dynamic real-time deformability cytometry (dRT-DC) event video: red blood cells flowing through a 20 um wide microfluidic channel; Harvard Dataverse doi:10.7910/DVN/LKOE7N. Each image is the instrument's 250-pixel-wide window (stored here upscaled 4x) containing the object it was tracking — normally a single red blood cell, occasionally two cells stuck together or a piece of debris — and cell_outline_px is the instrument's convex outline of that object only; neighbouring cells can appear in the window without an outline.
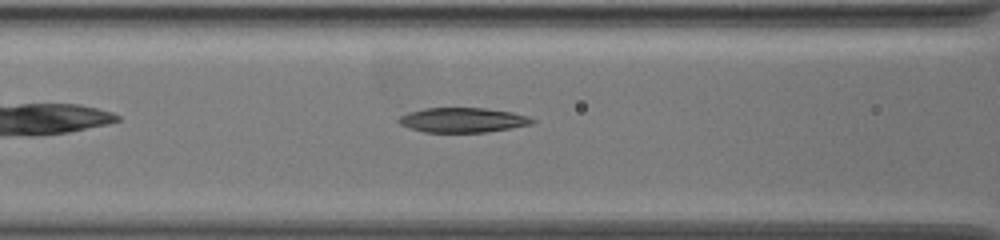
{"species": "common noctule bat (a hibernating species)", "species_latin": "Nyctalus noctula", "temperature_condition": "warm", "stored_images_in_passage": 33, "camera_frame_rate_fps": 3000, "um_per_image_px": 0.085, "animal": {"sex": "female", "body_mass_g": 19.5, "forearm_length_mm": 54.1}, "frame": {"image": 1, "passage_image": 9, "time_ms": 2.667, "image_size_px": [1000, 240], "cell_outline_px": [[536, 120], [532, 124], [488, 132], [424, 132], [400, 124], [396, 120], [400, 116], [408, 112], [424, 108], [484, 108], [512, 112], [528, 116]], "centroid_in_image_um": [39.33, 10.2], "position_along_channel_um": 127.3, "area_um2": 19.19}}
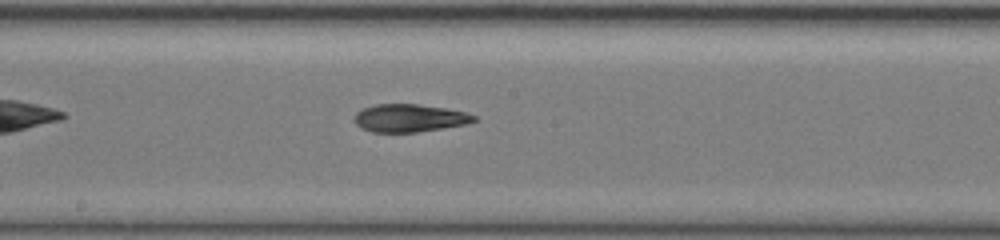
{"frame": {"image": 2, "passage_image": 16, "time_ms": 5.0, "image_size_px": [1000, 240], "cell_outline_px": [[476, 120], [464, 124], [416, 132], [372, 132], [356, 124], [356, 112], [364, 108], [376, 104], [416, 104], [444, 108], [464, 112], [476, 116]], "centroid_in_image_um": [34.79, 10.03], "position_along_channel_um": 213.4, "area_um2": 18.9}}
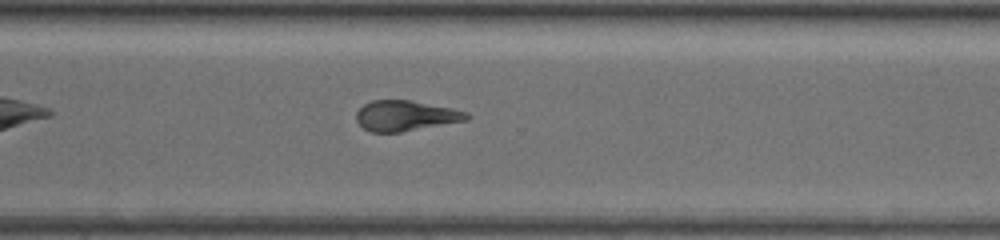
{"frame": {"image": 3, "passage_image": 26, "time_ms": 8.333, "image_size_px": [1000, 240], "cell_outline_px": [[472, 116], [468, 120], [400, 132], [372, 132], [364, 128], [356, 120], [356, 112], [364, 104], [372, 100], [408, 100], [468, 112]], "centroid_in_image_um": [34.46, 9.84], "position_along_channel_um": 336.1, "area_um2": 19.31}}